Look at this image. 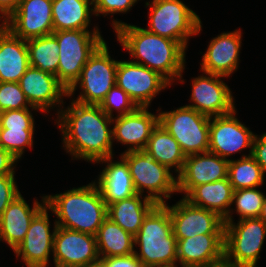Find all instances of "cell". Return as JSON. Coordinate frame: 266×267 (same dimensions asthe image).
<instances>
[{
  "label": "cell",
  "mask_w": 266,
  "mask_h": 267,
  "mask_svg": "<svg viewBox=\"0 0 266 267\" xmlns=\"http://www.w3.org/2000/svg\"><path fill=\"white\" fill-rule=\"evenodd\" d=\"M113 158L112 156L97 162L107 164L96 182L106 205L137 194L127 162L121 156L119 161H113Z\"/></svg>",
  "instance_id": "cb8c5ba5"
},
{
  "label": "cell",
  "mask_w": 266,
  "mask_h": 267,
  "mask_svg": "<svg viewBox=\"0 0 266 267\" xmlns=\"http://www.w3.org/2000/svg\"><path fill=\"white\" fill-rule=\"evenodd\" d=\"M30 67L26 40L7 27L0 31V82H18Z\"/></svg>",
  "instance_id": "d4e9b609"
},
{
  "label": "cell",
  "mask_w": 266,
  "mask_h": 267,
  "mask_svg": "<svg viewBox=\"0 0 266 267\" xmlns=\"http://www.w3.org/2000/svg\"><path fill=\"white\" fill-rule=\"evenodd\" d=\"M52 254L55 267L87 266L99 258L96 236L57 226Z\"/></svg>",
  "instance_id": "9a60e30c"
},
{
  "label": "cell",
  "mask_w": 266,
  "mask_h": 267,
  "mask_svg": "<svg viewBox=\"0 0 266 267\" xmlns=\"http://www.w3.org/2000/svg\"><path fill=\"white\" fill-rule=\"evenodd\" d=\"M30 66L57 76L59 45L53 34L26 40Z\"/></svg>",
  "instance_id": "4dcf8cb0"
},
{
  "label": "cell",
  "mask_w": 266,
  "mask_h": 267,
  "mask_svg": "<svg viewBox=\"0 0 266 267\" xmlns=\"http://www.w3.org/2000/svg\"><path fill=\"white\" fill-rule=\"evenodd\" d=\"M21 0H0V15L7 20L18 8Z\"/></svg>",
  "instance_id": "7bdbcfd3"
},
{
  "label": "cell",
  "mask_w": 266,
  "mask_h": 267,
  "mask_svg": "<svg viewBox=\"0 0 266 267\" xmlns=\"http://www.w3.org/2000/svg\"><path fill=\"white\" fill-rule=\"evenodd\" d=\"M255 135L252 147L251 156L260 165L263 174L266 173V133L261 134V136Z\"/></svg>",
  "instance_id": "ab89813d"
},
{
  "label": "cell",
  "mask_w": 266,
  "mask_h": 267,
  "mask_svg": "<svg viewBox=\"0 0 266 267\" xmlns=\"http://www.w3.org/2000/svg\"><path fill=\"white\" fill-rule=\"evenodd\" d=\"M163 205L169 210L176 239L198 234H224V219L214 211L195 206L184 197L172 206Z\"/></svg>",
  "instance_id": "7c38bea8"
},
{
  "label": "cell",
  "mask_w": 266,
  "mask_h": 267,
  "mask_svg": "<svg viewBox=\"0 0 266 267\" xmlns=\"http://www.w3.org/2000/svg\"><path fill=\"white\" fill-rule=\"evenodd\" d=\"M6 27L23 40L52 34V0H21L6 20Z\"/></svg>",
  "instance_id": "e0dca14e"
},
{
  "label": "cell",
  "mask_w": 266,
  "mask_h": 267,
  "mask_svg": "<svg viewBox=\"0 0 266 267\" xmlns=\"http://www.w3.org/2000/svg\"><path fill=\"white\" fill-rule=\"evenodd\" d=\"M139 0H93L94 15L107 16L108 14L114 15L117 13H126L137 3Z\"/></svg>",
  "instance_id": "74e56055"
},
{
  "label": "cell",
  "mask_w": 266,
  "mask_h": 267,
  "mask_svg": "<svg viewBox=\"0 0 266 267\" xmlns=\"http://www.w3.org/2000/svg\"><path fill=\"white\" fill-rule=\"evenodd\" d=\"M134 245L140 247L134 254L144 267H175L177 265V239L173 233L169 210L157 204L143 219Z\"/></svg>",
  "instance_id": "277c9868"
},
{
  "label": "cell",
  "mask_w": 266,
  "mask_h": 267,
  "mask_svg": "<svg viewBox=\"0 0 266 267\" xmlns=\"http://www.w3.org/2000/svg\"><path fill=\"white\" fill-rule=\"evenodd\" d=\"M107 267H144L133 253L128 256L107 257Z\"/></svg>",
  "instance_id": "60d3db41"
},
{
  "label": "cell",
  "mask_w": 266,
  "mask_h": 267,
  "mask_svg": "<svg viewBox=\"0 0 266 267\" xmlns=\"http://www.w3.org/2000/svg\"><path fill=\"white\" fill-rule=\"evenodd\" d=\"M99 107L111 118L113 110H117V116L133 113L138 106L129 95L117 85L113 86L99 104Z\"/></svg>",
  "instance_id": "e575fe53"
},
{
  "label": "cell",
  "mask_w": 266,
  "mask_h": 267,
  "mask_svg": "<svg viewBox=\"0 0 266 267\" xmlns=\"http://www.w3.org/2000/svg\"><path fill=\"white\" fill-rule=\"evenodd\" d=\"M259 217L266 223V195L263 200V205Z\"/></svg>",
  "instance_id": "bcb514c9"
},
{
  "label": "cell",
  "mask_w": 266,
  "mask_h": 267,
  "mask_svg": "<svg viewBox=\"0 0 266 267\" xmlns=\"http://www.w3.org/2000/svg\"><path fill=\"white\" fill-rule=\"evenodd\" d=\"M156 205L146 195L144 197L137 193L130 198L107 205V217L135 236L140 230L143 219Z\"/></svg>",
  "instance_id": "484cf974"
},
{
  "label": "cell",
  "mask_w": 266,
  "mask_h": 267,
  "mask_svg": "<svg viewBox=\"0 0 266 267\" xmlns=\"http://www.w3.org/2000/svg\"><path fill=\"white\" fill-rule=\"evenodd\" d=\"M224 258V234H198L177 239V262L181 267H201Z\"/></svg>",
  "instance_id": "7402d4cb"
},
{
  "label": "cell",
  "mask_w": 266,
  "mask_h": 267,
  "mask_svg": "<svg viewBox=\"0 0 266 267\" xmlns=\"http://www.w3.org/2000/svg\"><path fill=\"white\" fill-rule=\"evenodd\" d=\"M45 202L56 215L58 227L96 236L107 218V205L95 181L64 193L46 195Z\"/></svg>",
  "instance_id": "3957f363"
},
{
  "label": "cell",
  "mask_w": 266,
  "mask_h": 267,
  "mask_svg": "<svg viewBox=\"0 0 266 267\" xmlns=\"http://www.w3.org/2000/svg\"><path fill=\"white\" fill-rule=\"evenodd\" d=\"M121 157L127 162L136 192L156 204H165L177 192V177L171 170L154 160L145 151L123 152Z\"/></svg>",
  "instance_id": "ba28073f"
},
{
  "label": "cell",
  "mask_w": 266,
  "mask_h": 267,
  "mask_svg": "<svg viewBox=\"0 0 266 267\" xmlns=\"http://www.w3.org/2000/svg\"><path fill=\"white\" fill-rule=\"evenodd\" d=\"M117 41L131 55L132 62L158 72L170 84L184 82L186 49L178 42L161 37L135 25L113 20Z\"/></svg>",
  "instance_id": "7a4b0ae2"
},
{
  "label": "cell",
  "mask_w": 266,
  "mask_h": 267,
  "mask_svg": "<svg viewBox=\"0 0 266 267\" xmlns=\"http://www.w3.org/2000/svg\"><path fill=\"white\" fill-rule=\"evenodd\" d=\"M228 162L210 151L186 156L177 176V192L186 196L195 186L227 178Z\"/></svg>",
  "instance_id": "d6986e66"
},
{
  "label": "cell",
  "mask_w": 266,
  "mask_h": 267,
  "mask_svg": "<svg viewBox=\"0 0 266 267\" xmlns=\"http://www.w3.org/2000/svg\"><path fill=\"white\" fill-rule=\"evenodd\" d=\"M37 108L5 110L0 112V128L35 129V120L31 111Z\"/></svg>",
  "instance_id": "8d00e7d4"
},
{
  "label": "cell",
  "mask_w": 266,
  "mask_h": 267,
  "mask_svg": "<svg viewBox=\"0 0 266 267\" xmlns=\"http://www.w3.org/2000/svg\"><path fill=\"white\" fill-rule=\"evenodd\" d=\"M92 14L93 0H52L53 31L89 30Z\"/></svg>",
  "instance_id": "83f0119b"
},
{
  "label": "cell",
  "mask_w": 266,
  "mask_h": 267,
  "mask_svg": "<svg viewBox=\"0 0 266 267\" xmlns=\"http://www.w3.org/2000/svg\"><path fill=\"white\" fill-rule=\"evenodd\" d=\"M84 267H107V258H98Z\"/></svg>",
  "instance_id": "f6af8a7d"
},
{
  "label": "cell",
  "mask_w": 266,
  "mask_h": 267,
  "mask_svg": "<svg viewBox=\"0 0 266 267\" xmlns=\"http://www.w3.org/2000/svg\"><path fill=\"white\" fill-rule=\"evenodd\" d=\"M235 114L236 110L227 115L210 117L208 151L226 160L246 148H249L250 156L256 135L241 123Z\"/></svg>",
  "instance_id": "4fadbf2b"
},
{
  "label": "cell",
  "mask_w": 266,
  "mask_h": 267,
  "mask_svg": "<svg viewBox=\"0 0 266 267\" xmlns=\"http://www.w3.org/2000/svg\"><path fill=\"white\" fill-rule=\"evenodd\" d=\"M159 123L178 141L186 156L209 150L210 117L185 105L159 112Z\"/></svg>",
  "instance_id": "30bf717a"
},
{
  "label": "cell",
  "mask_w": 266,
  "mask_h": 267,
  "mask_svg": "<svg viewBox=\"0 0 266 267\" xmlns=\"http://www.w3.org/2000/svg\"><path fill=\"white\" fill-rule=\"evenodd\" d=\"M241 29L223 32L211 39L202 56L201 71L230 77L238 69L242 41Z\"/></svg>",
  "instance_id": "44dd1931"
},
{
  "label": "cell",
  "mask_w": 266,
  "mask_h": 267,
  "mask_svg": "<svg viewBox=\"0 0 266 267\" xmlns=\"http://www.w3.org/2000/svg\"><path fill=\"white\" fill-rule=\"evenodd\" d=\"M56 124L61 129L63 147L75 159L97 163L114 156L112 140L113 118L99 105L71 101L60 109Z\"/></svg>",
  "instance_id": "6da1fadb"
},
{
  "label": "cell",
  "mask_w": 266,
  "mask_h": 267,
  "mask_svg": "<svg viewBox=\"0 0 266 267\" xmlns=\"http://www.w3.org/2000/svg\"><path fill=\"white\" fill-rule=\"evenodd\" d=\"M6 27V22H2L0 24V31Z\"/></svg>",
  "instance_id": "7dc6e473"
},
{
  "label": "cell",
  "mask_w": 266,
  "mask_h": 267,
  "mask_svg": "<svg viewBox=\"0 0 266 267\" xmlns=\"http://www.w3.org/2000/svg\"><path fill=\"white\" fill-rule=\"evenodd\" d=\"M149 7V28L147 31L161 37L178 41L185 49L189 37L201 32L199 15L181 0H152L145 3Z\"/></svg>",
  "instance_id": "5b68a950"
},
{
  "label": "cell",
  "mask_w": 266,
  "mask_h": 267,
  "mask_svg": "<svg viewBox=\"0 0 266 267\" xmlns=\"http://www.w3.org/2000/svg\"><path fill=\"white\" fill-rule=\"evenodd\" d=\"M144 151L169 170L174 167L176 177L184 167L186 155L178 141L160 123L153 129Z\"/></svg>",
  "instance_id": "f1b7e54d"
},
{
  "label": "cell",
  "mask_w": 266,
  "mask_h": 267,
  "mask_svg": "<svg viewBox=\"0 0 266 267\" xmlns=\"http://www.w3.org/2000/svg\"><path fill=\"white\" fill-rule=\"evenodd\" d=\"M19 84L30 105L43 113H49V109L58 105V115L60 106L63 107V97H68V90L57 76L32 66L20 78Z\"/></svg>",
  "instance_id": "ac0fdd59"
},
{
  "label": "cell",
  "mask_w": 266,
  "mask_h": 267,
  "mask_svg": "<svg viewBox=\"0 0 266 267\" xmlns=\"http://www.w3.org/2000/svg\"><path fill=\"white\" fill-rule=\"evenodd\" d=\"M32 107L18 82H0V112Z\"/></svg>",
  "instance_id": "d590c367"
},
{
  "label": "cell",
  "mask_w": 266,
  "mask_h": 267,
  "mask_svg": "<svg viewBox=\"0 0 266 267\" xmlns=\"http://www.w3.org/2000/svg\"><path fill=\"white\" fill-rule=\"evenodd\" d=\"M14 174L0 176V217L8 205L20 195Z\"/></svg>",
  "instance_id": "f35d334b"
},
{
  "label": "cell",
  "mask_w": 266,
  "mask_h": 267,
  "mask_svg": "<svg viewBox=\"0 0 266 267\" xmlns=\"http://www.w3.org/2000/svg\"><path fill=\"white\" fill-rule=\"evenodd\" d=\"M60 51L57 69L58 81L69 90L79 79L89 57L105 41L98 27L89 30H64L52 33Z\"/></svg>",
  "instance_id": "8992f818"
},
{
  "label": "cell",
  "mask_w": 266,
  "mask_h": 267,
  "mask_svg": "<svg viewBox=\"0 0 266 267\" xmlns=\"http://www.w3.org/2000/svg\"><path fill=\"white\" fill-rule=\"evenodd\" d=\"M49 208L45 205L33 218L25 239L13 250L27 267H47L51 252H53L54 229L50 232Z\"/></svg>",
  "instance_id": "2e32d148"
},
{
  "label": "cell",
  "mask_w": 266,
  "mask_h": 267,
  "mask_svg": "<svg viewBox=\"0 0 266 267\" xmlns=\"http://www.w3.org/2000/svg\"><path fill=\"white\" fill-rule=\"evenodd\" d=\"M116 85L123 89L138 107H149L152 99L171 84L158 72L132 61H118Z\"/></svg>",
  "instance_id": "8fae6325"
},
{
  "label": "cell",
  "mask_w": 266,
  "mask_h": 267,
  "mask_svg": "<svg viewBox=\"0 0 266 267\" xmlns=\"http://www.w3.org/2000/svg\"><path fill=\"white\" fill-rule=\"evenodd\" d=\"M201 267H236V266H234L231 262H229L225 258H223L222 260H220L216 263L201 266Z\"/></svg>",
  "instance_id": "ee69618b"
},
{
  "label": "cell",
  "mask_w": 266,
  "mask_h": 267,
  "mask_svg": "<svg viewBox=\"0 0 266 267\" xmlns=\"http://www.w3.org/2000/svg\"><path fill=\"white\" fill-rule=\"evenodd\" d=\"M192 79V93L186 106L208 117L223 116L236 110L234 98L228 85L221 80L224 76L203 73Z\"/></svg>",
  "instance_id": "5bb4252c"
},
{
  "label": "cell",
  "mask_w": 266,
  "mask_h": 267,
  "mask_svg": "<svg viewBox=\"0 0 266 267\" xmlns=\"http://www.w3.org/2000/svg\"><path fill=\"white\" fill-rule=\"evenodd\" d=\"M99 258L128 256L135 252L134 236L108 217L96 234Z\"/></svg>",
  "instance_id": "f546056e"
},
{
  "label": "cell",
  "mask_w": 266,
  "mask_h": 267,
  "mask_svg": "<svg viewBox=\"0 0 266 267\" xmlns=\"http://www.w3.org/2000/svg\"><path fill=\"white\" fill-rule=\"evenodd\" d=\"M41 201L34 200L30 208L24 197L18 195L0 217V241L6 242L14 250L25 239L34 216L46 205L45 196Z\"/></svg>",
  "instance_id": "603a6c76"
},
{
  "label": "cell",
  "mask_w": 266,
  "mask_h": 267,
  "mask_svg": "<svg viewBox=\"0 0 266 267\" xmlns=\"http://www.w3.org/2000/svg\"><path fill=\"white\" fill-rule=\"evenodd\" d=\"M227 177L234 191L264 184V174L260 165L251 155L246 154L240 159L229 160Z\"/></svg>",
  "instance_id": "1f68e13d"
},
{
  "label": "cell",
  "mask_w": 266,
  "mask_h": 267,
  "mask_svg": "<svg viewBox=\"0 0 266 267\" xmlns=\"http://www.w3.org/2000/svg\"><path fill=\"white\" fill-rule=\"evenodd\" d=\"M233 191L227 177L195 186L184 198L195 206L216 212L224 219L229 214Z\"/></svg>",
  "instance_id": "4316f807"
},
{
  "label": "cell",
  "mask_w": 266,
  "mask_h": 267,
  "mask_svg": "<svg viewBox=\"0 0 266 267\" xmlns=\"http://www.w3.org/2000/svg\"><path fill=\"white\" fill-rule=\"evenodd\" d=\"M224 258L236 267H256L266 237L260 217L224 221Z\"/></svg>",
  "instance_id": "52a82bcc"
},
{
  "label": "cell",
  "mask_w": 266,
  "mask_h": 267,
  "mask_svg": "<svg viewBox=\"0 0 266 267\" xmlns=\"http://www.w3.org/2000/svg\"><path fill=\"white\" fill-rule=\"evenodd\" d=\"M1 19H3V20H1ZM6 22V20L0 15V22Z\"/></svg>",
  "instance_id": "c3c4849f"
},
{
  "label": "cell",
  "mask_w": 266,
  "mask_h": 267,
  "mask_svg": "<svg viewBox=\"0 0 266 267\" xmlns=\"http://www.w3.org/2000/svg\"><path fill=\"white\" fill-rule=\"evenodd\" d=\"M264 197L265 194L258 187L233 191L231 205L235 204L236 208L229 209V214L224 218V221H234L233 210L239 215V220L259 217Z\"/></svg>",
  "instance_id": "d6a6232c"
},
{
  "label": "cell",
  "mask_w": 266,
  "mask_h": 267,
  "mask_svg": "<svg viewBox=\"0 0 266 267\" xmlns=\"http://www.w3.org/2000/svg\"><path fill=\"white\" fill-rule=\"evenodd\" d=\"M158 123L159 114L149 112L148 107H138L133 113L113 117L112 140L129 145L124 152L144 151Z\"/></svg>",
  "instance_id": "ffe728a7"
},
{
  "label": "cell",
  "mask_w": 266,
  "mask_h": 267,
  "mask_svg": "<svg viewBox=\"0 0 266 267\" xmlns=\"http://www.w3.org/2000/svg\"><path fill=\"white\" fill-rule=\"evenodd\" d=\"M34 129L0 128V146L17 160L24 150L33 147Z\"/></svg>",
  "instance_id": "836d02e7"
},
{
  "label": "cell",
  "mask_w": 266,
  "mask_h": 267,
  "mask_svg": "<svg viewBox=\"0 0 266 267\" xmlns=\"http://www.w3.org/2000/svg\"><path fill=\"white\" fill-rule=\"evenodd\" d=\"M11 153L0 146V176L15 174V164L18 162Z\"/></svg>",
  "instance_id": "b9f144b4"
},
{
  "label": "cell",
  "mask_w": 266,
  "mask_h": 267,
  "mask_svg": "<svg viewBox=\"0 0 266 267\" xmlns=\"http://www.w3.org/2000/svg\"><path fill=\"white\" fill-rule=\"evenodd\" d=\"M109 53L104 41L89 57L79 79L68 90V97H72L79 87L82 91L74 101L92 105L102 102L108 91L116 85L118 61L112 59Z\"/></svg>",
  "instance_id": "9c48e42d"
}]
</instances>
